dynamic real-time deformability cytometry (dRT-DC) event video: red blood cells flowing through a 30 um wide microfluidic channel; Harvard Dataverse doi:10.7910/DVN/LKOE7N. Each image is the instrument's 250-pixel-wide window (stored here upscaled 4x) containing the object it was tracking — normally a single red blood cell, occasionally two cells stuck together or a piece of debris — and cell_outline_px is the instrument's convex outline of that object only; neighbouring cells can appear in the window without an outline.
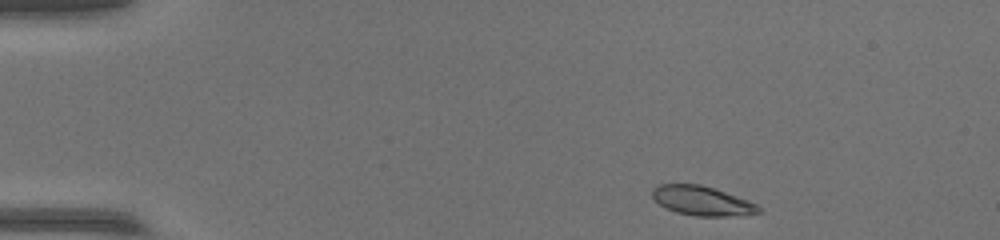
{"species": "common noctule bat (a hibernating species)", "species_latin": "Nyctalus noctula", "temperature_condition": "warm", "stored_images_in_passage": 46, "camera_frame_rate_fps": 3000, "um_per_image_px": 0.085, "animal": {"sex": "female", "body_mass_g": 17.0, "forearm_length_mm": 48.0}, "frame": {"image": 1, "passage_image": 1, "time_ms": 0.0, "image_size_px": [1000, 240], "cell_outline_px": [[760, 212], [744, 216], [696, 216], [676, 212], [660, 204], [652, 196], [652, 188], [656, 184], [700, 184], [748, 200], [756, 204], [760, 208]], "centroid_in_image_um": [59.67, 17.07], "position_along_channel_um": 25.3, "area_um2": 18.09}}
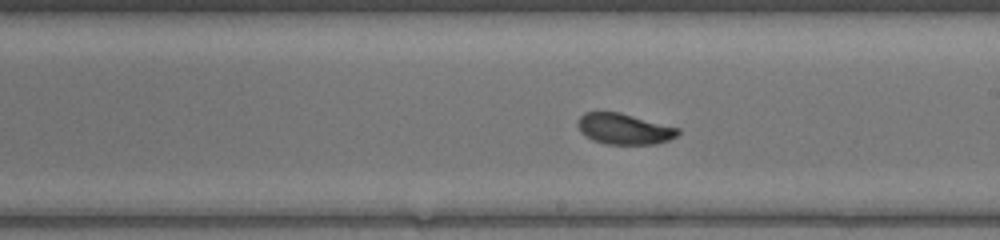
{"frame": {"image": 2, "passage_image": 24, "time_ms": 7.667, "image_size_px": [1000, 240], "cell_outline_px": [[680, 132], [676, 136], [668, 140], [656, 144], [608, 144], [592, 140], [580, 132], [576, 124], [576, 120], [584, 112], [620, 112], [680, 128]], "centroid_in_image_um": [53.03, 10.95], "position_along_channel_um": 236.0, "area_um2": 18.15}}
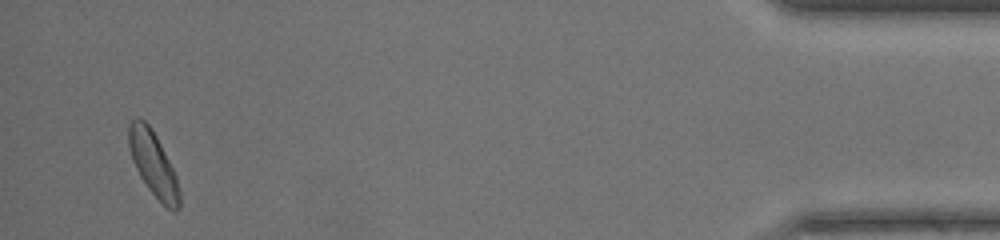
{"frame": {"image": 3, "passage_image": 44, "time_ms": 14.333, "image_size_px": [1000, 240], "cell_outline_px": [[180, 208], [176, 212], [172, 212], [148, 188], [140, 176], [132, 160], [128, 148], [128, 124], [136, 116], [140, 116], [148, 124], [156, 136], [176, 176], [180, 192]], "centroid_in_image_um": [13.01, 13.91], "position_along_channel_um": 422.2, "area_um2": 18.96}}